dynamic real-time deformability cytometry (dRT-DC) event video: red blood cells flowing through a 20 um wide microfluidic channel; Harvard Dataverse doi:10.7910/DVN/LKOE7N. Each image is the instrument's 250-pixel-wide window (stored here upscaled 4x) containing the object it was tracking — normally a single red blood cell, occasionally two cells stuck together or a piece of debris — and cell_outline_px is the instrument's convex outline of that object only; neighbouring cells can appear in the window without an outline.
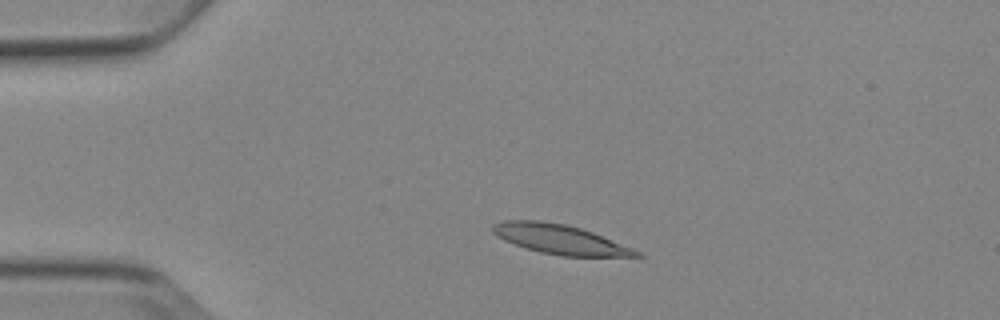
{"species": "Egyptian fruit bat (a non-hibernating species)", "species_latin": "Rousettus aegyptiacus", "temperature_condition": "cold", "stored_images_in_passage": 3, "camera_frame_rate_fps": 3000, "um_per_image_px": 0.085, "animal": {"sex": "female"}, "frame": {"image": 1, "passage_image": 2, "time_ms": 1.333, "image_size_px": [1000, 320], "cell_outline_px": [[644, 256], [560, 256], [540, 252], [504, 240], [496, 236], [492, 232], [492, 224], [504, 220], [540, 220], [564, 224], [580, 228], [592, 232], [632, 248], [640, 252]], "centroid_in_image_um": [47.55, 20.33], "position_along_channel_um": 37.5, "area_um2": 24.39}}